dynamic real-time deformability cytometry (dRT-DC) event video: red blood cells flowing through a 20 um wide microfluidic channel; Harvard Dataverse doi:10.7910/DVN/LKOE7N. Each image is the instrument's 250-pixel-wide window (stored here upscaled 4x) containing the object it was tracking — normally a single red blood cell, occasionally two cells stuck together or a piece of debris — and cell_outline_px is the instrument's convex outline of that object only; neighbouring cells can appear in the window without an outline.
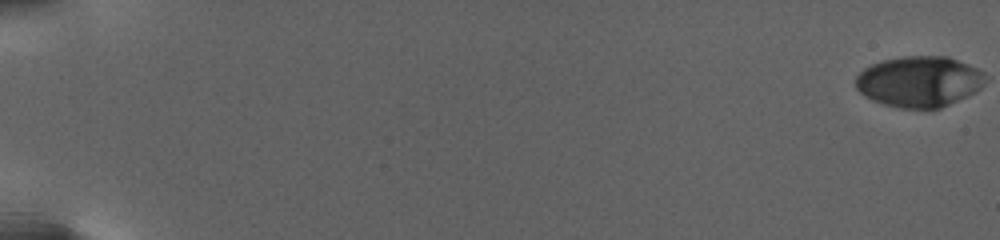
{"species": "human", "species_latin": "Homo sapiens", "temperature_condition": "warm", "stored_images_in_passage": 53, "camera_frame_rate_fps": 3000, "um_per_image_px": 0.085, "donor": {"sex": "female"}, "frame": {"image": 1, "passage_image": 1, "time_ms": 0.0, "image_size_px": [1000, 240], "cell_outline_px": [[980, 88], [976, 92], [968, 96], [940, 108], [900, 108], [884, 104], [872, 100], [860, 92], [856, 88], [856, 76], [864, 68], [872, 64], [884, 60], [904, 56], [948, 56], [976, 68], [980, 72]], "centroid_in_image_um": [78.07, 6.93], "position_along_channel_um": 6.9, "area_um2": 37.8}}
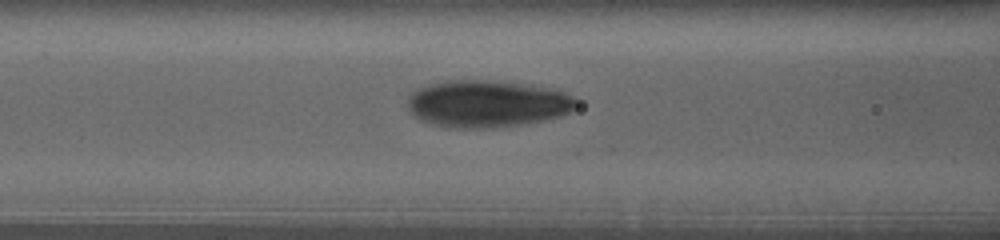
{"frame": {"image": 2, "passage_image": 23, "time_ms": 12.333, "image_size_px": [1000, 240], "cell_outline_px": [[584, 100], [576, 108], [560, 116], [544, 120], [520, 124], [484, 128], [448, 128], [432, 124], [420, 120], [408, 108], [408, 100], [412, 92], [420, 88], [432, 84], [448, 80], [484, 80], [524, 84], [556, 88]], "centroid_in_image_um": [41.5, 8.81], "position_along_channel_um": 125.1, "area_um2": 46.53}}
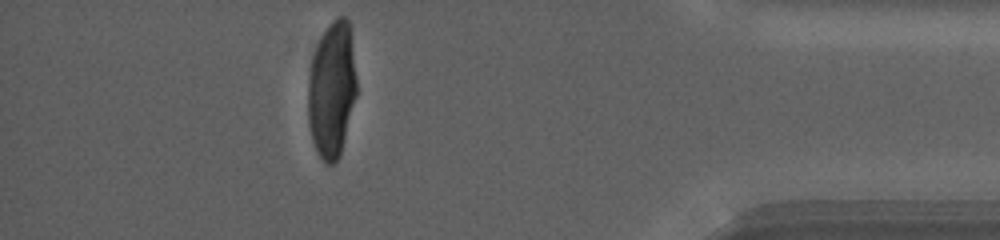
{"frame": {"image": 3, "passage_image": 44, "time_ms": 24.333, "image_size_px": [1000, 240], "cell_outline_px": [[356, 96], [340, 156], [332, 164], [324, 164], [312, 140], [308, 124], [308, 80], [312, 60], [316, 48], [328, 24], [336, 16], [344, 16], [348, 20], [356, 76]], "centroid_in_image_um": [28.2, 7.65], "position_along_channel_um": 407.0, "area_um2": 38.21}, "authors_computed_cell_mechanics": {"area_um2": 39.4774, "velocity_mm_per_s": 2.6522, "shape_relaxation_time_tau1_ms": 5.1268, "shape_relaxation_time_tau2_ms": 1.0014, "deformation_change_tau1": 0.1979, "deformation_change_tau2": 0.0639}}